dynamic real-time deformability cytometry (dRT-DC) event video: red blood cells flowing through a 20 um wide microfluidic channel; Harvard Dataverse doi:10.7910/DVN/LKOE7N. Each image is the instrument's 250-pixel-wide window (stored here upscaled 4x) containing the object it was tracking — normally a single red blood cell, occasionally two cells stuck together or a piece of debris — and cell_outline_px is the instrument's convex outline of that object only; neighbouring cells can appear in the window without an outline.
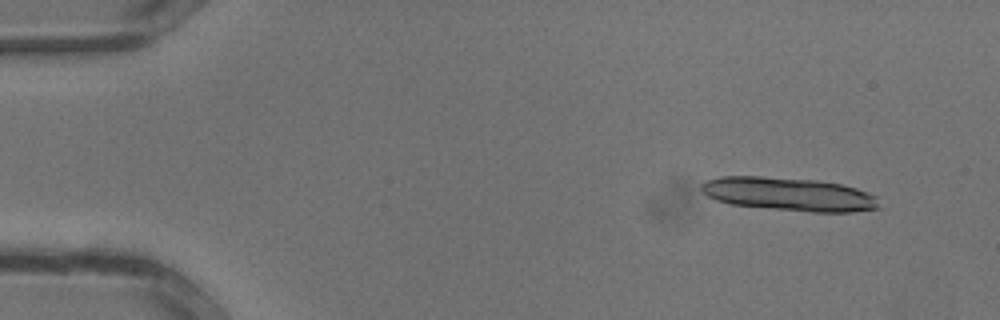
{"species": "common noctule bat (a hibernating species)", "species_latin": "Nyctalus noctula", "temperature_condition": "warm", "stored_images_in_passage": 19, "segment_of_instrument_passage": [1, 2], "camera_frame_rate_fps": 3000, "um_per_image_px": 0.085, "animal": {"sex": "male", "body_mass_g": 13.3}, "frame": {"image": 1, "passage_image": 3, "time_ms": 0.667, "image_size_px": [1000, 320], "cell_outline_px": [[880, 208], [852, 212], [812, 212], [732, 204], [716, 200], [708, 196], [700, 188], [700, 184], [704, 180], [720, 176], [760, 176], [820, 180], [840, 184], [856, 188], [868, 192], [876, 196]], "centroid_in_image_um": [67.06, 16.49], "position_along_channel_um": 17.9, "area_um2": 34.68}}